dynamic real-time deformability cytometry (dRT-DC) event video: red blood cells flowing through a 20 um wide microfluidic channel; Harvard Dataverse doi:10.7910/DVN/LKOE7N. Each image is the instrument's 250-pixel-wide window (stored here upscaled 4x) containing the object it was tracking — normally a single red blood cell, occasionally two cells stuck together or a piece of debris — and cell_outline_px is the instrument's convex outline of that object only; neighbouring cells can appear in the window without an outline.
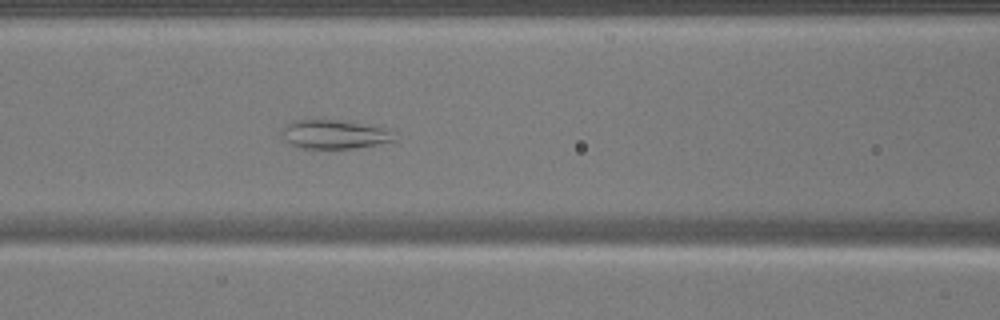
{"species": "common noctule bat (a hibernating species)", "species_latin": "Nyctalus noctula", "temperature_condition": "warm", "stored_images_in_passage": 51, "camera_frame_rate_fps": 3000, "um_per_image_px": 0.085, "animal": {"sex": "male", "body_mass_g": 17.9}, "frame": {"image": 1, "passage_image": 22, "time_ms": 7.0, "image_size_px": [1000, 320], "cell_outline_px": [[396, 140], [356, 148], [300, 148], [284, 140], [280, 132], [280, 128], [292, 120], [336, 120], [396, 128]], "centroid_in_image_um": [28.48, 11.4], "position_along_channel_um": 138.1, "area_um2": 19.42}}
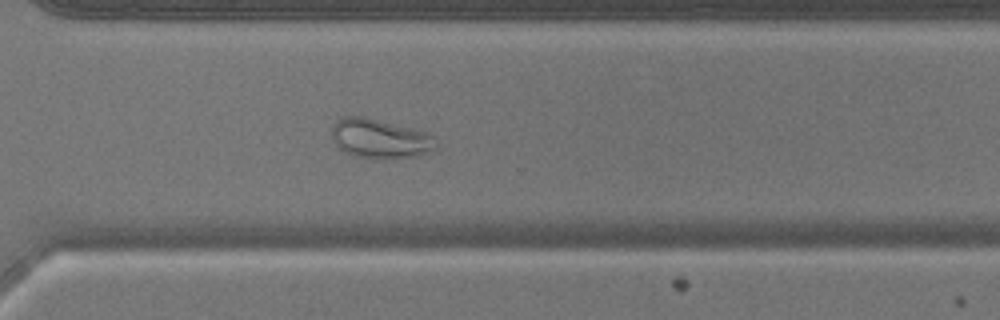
{"frame": {"image": 2, "passage_image": 37, "time_ms": 12.0, "image_size_px": [1000, 320], "cell_outline_px": [[440, 144], [432, 152], [392, 160], [352, 156], [344, 152], [332, 140], [332, 124], [336, 120], [344, 116], [364, 116], [420, 128], [436, 136]], "centroid_in_image_um": [32.38, 11.77], "position_along_channel_um": 338.2, "area_um2": 25.09}}